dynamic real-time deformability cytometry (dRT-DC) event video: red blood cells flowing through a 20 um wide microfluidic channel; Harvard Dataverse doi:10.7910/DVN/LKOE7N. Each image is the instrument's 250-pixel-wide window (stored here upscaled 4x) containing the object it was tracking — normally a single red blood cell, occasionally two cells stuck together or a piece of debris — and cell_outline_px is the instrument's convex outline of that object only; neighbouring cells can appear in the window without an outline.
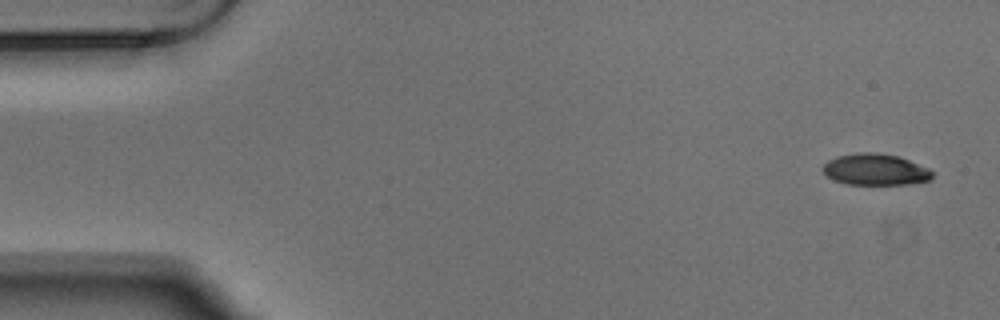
{"species": "Egyptian fruit bat (a non-hibernating species)", "species_latin": "Rousettus aegyptiacus", "temperature_condition": "warm", "stored_images_in_passage": 4, "camera_frame_rate_fps": 3000, "um_per_image_px": 0.085, "animal": {"sex": "male"}, "frame": {"image": 1, "passage_image": 1, "time_ms": 0.0, "image_size_px": [1000, 320], "cell_outline_px": [[936, 172], [928, 180], [904, 184], [848, 184], [832, 180], [820, 168], [828, 160], [836, 156], [860, 152], [876, 152], [900, 156], [928, 168]], "centroid_in_image_um": [74.38, 14.39], "position_along_channel_um": 10.6, "area_um2": 20.11}}
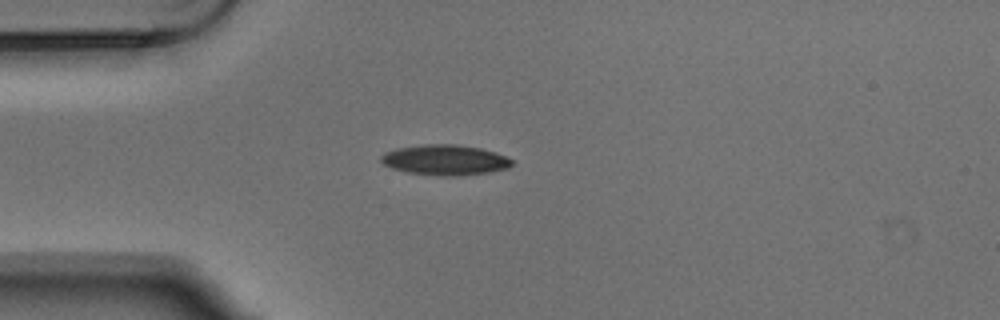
{"frame": {"image": 2, "passage_image": 4, "time_ms": 1.0, "image_size_px": [1000, 320], "cell_outline_px": [[512, 164], [508, 168], [488, 172], [456, 176], [444, 176], [408, 172], [392, 168], [384, 164], [380, 160], [380, 156], [384, 152], [396, 148], [424, 144], [456, 144], [480, 148], [496, 152], [512, 160]], "centroid_in_image_um": [37.8, 13.58], "position_along_channel_um": 47.2, "area_um2": 23.06}}